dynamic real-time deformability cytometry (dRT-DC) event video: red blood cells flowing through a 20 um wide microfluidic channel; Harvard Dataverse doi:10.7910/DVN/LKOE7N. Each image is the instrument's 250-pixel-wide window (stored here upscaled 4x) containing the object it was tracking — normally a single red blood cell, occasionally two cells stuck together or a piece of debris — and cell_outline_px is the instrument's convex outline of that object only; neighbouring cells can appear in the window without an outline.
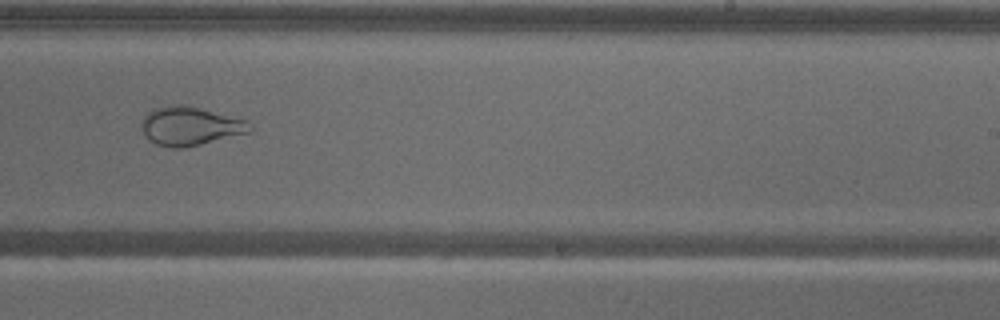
{"species": "common noctule bat (a hibernating species)", "species_latin": "Nyctalus noctula", "temperature_condition": "warm", "stored_images_in_passage": 58, "camera_frame_rate_fps": 3000, "um_per_image_px": 0.085, "animal": {"sex": "male", "body_mass_g": 18.8}, "frame": {"image": 1, "passage_image": 36, "time_ms": 11.667, "image_size_px": [1000, 320], "cell_outline_px": [[252, 132], [184, 148], [168, 148], [156, 144], [148, 140], [140, 128], [140, 120], [152, 108], [176, 104], [180, 104], [200, 108], [248, 120], [252, 128]], "centroid_in_image_um": [16.13, 10.72], "position_along_channel_um": 272.9, "area_um2": 24.8}}
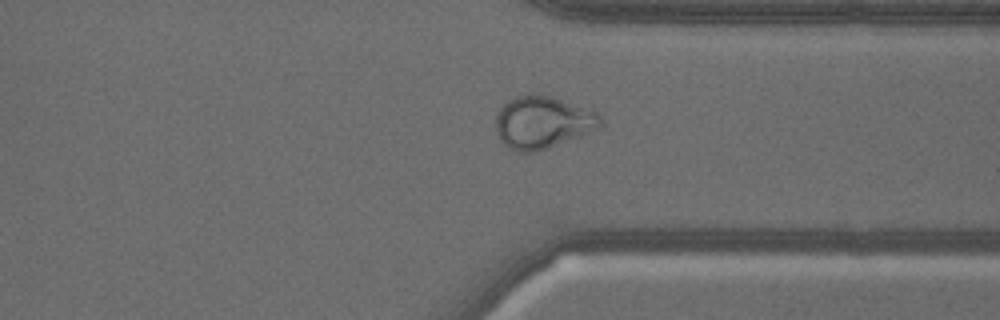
{"frame": {"image": 2, "passage_image": 44, "time_ms": 14.333, "image_size_px": [1000, 320], "cell_outline_px": [[604, 124], [600, 128], [584, 136], [532, 152], [516, 152], [504, 144], [500, 140], [496, 132], [496, 116], [500, 108], [508, 100], [516, 96], [532, 92], [548, 96], [596, 112], [604, 120]], "centroid_in_image_um": [46.13, 10.4], "position_along_channel_um": 365.3, "area_um2": 32.02}}
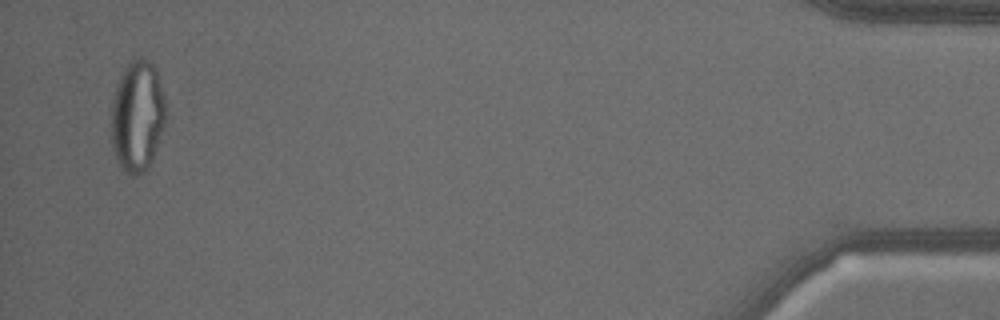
{"frame": {"image": 3, "passage_image": 56, "time_ms": 18.333, "image_size_px": [1000, 320], "cell_outline_px": [[164, 128], [152, 160], [148, 168], [144, 172], [136, 176], [128, 176], [120, 168], [116, 160], [112, 148], [112, 100], [116, 84], [124, 68], [136, 56], [144, 56], [152, 60], [156, 68], [164, 96]], "centroid_in_image_um": [11.67, 9.86], "position_along_channel_um": 423.5, "area_um2": 35.89}}